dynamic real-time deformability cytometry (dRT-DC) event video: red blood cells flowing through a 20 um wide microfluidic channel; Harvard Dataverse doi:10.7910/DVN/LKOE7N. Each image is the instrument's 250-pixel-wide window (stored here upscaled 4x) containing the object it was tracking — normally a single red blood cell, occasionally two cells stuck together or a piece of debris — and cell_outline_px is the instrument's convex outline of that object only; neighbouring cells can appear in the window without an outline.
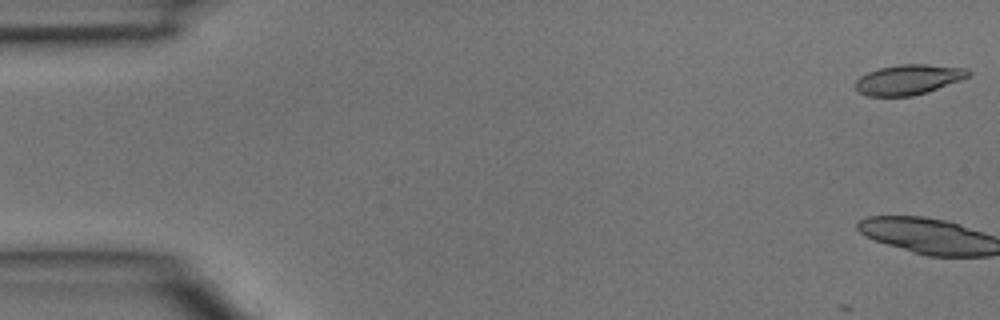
{"species": "common noctule bat (a hibernating species)", "species_latin": "Nyctalus noctula", "temperature_condition": "room temperature", "stored_images_in_passage": 4, "camera_frame_rate_fps": 3000, "um_per_image_px": 0.085, "animal": {"sex": "male", "body_mass_g": 15.6}, "frame": {"image": 1, "passage_image": 1, "time_ms": 0.0, "image_size_px": [1000, 320], "cell_outline_px": [[972, 72], [968, 76], [960, 80], [928, 92], [912, 96], [868, 96], [860, 92], [856, 88], [856, 80], [860, 76], [868, 72], [880, 68], [900, 64], [924, 64], [968, 68]], "centroid_in_image_um": [77.24, 6.76], "position_along_channel_um": 7.8, "area_um2": 19.71}}